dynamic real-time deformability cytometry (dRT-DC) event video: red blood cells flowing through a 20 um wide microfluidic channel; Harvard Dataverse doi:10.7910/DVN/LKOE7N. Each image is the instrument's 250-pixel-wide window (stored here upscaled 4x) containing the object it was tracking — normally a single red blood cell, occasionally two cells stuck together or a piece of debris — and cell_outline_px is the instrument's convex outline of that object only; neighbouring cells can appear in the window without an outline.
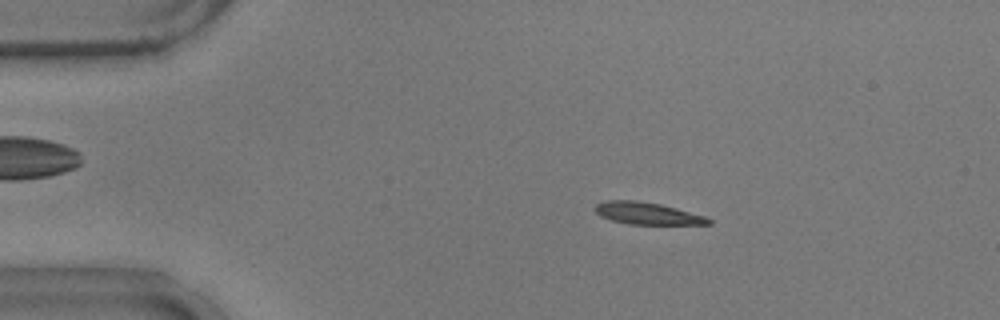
{"species": "common noctule bat (a hibernating species)", "species_latin": "Nyctalus noctula", "temperature_condition": "warm", "stored_images_in_passage": 53, "camera_frame_rate_fps": 3000, "um_per_image_px": 0.085, "animal": {"sex": "male", "body_mass_g": 17.9}, "frame": {"image": 1, "passage_image": 9, "time_ms": 2.667, "image_size_px": [1000, 320], "cell_outline_px": [[712, 224], [628, 224], [612, 220], [600, 216], [592, 208], [596, 204], [608, 200], [636, 200], [660, 204], [676, 208], [704, 216], [712, 220]], "centroid_in_image_um": [54.98, 18.13], "position_along_channel_um": 30.0, "area_um2": 14.51}}
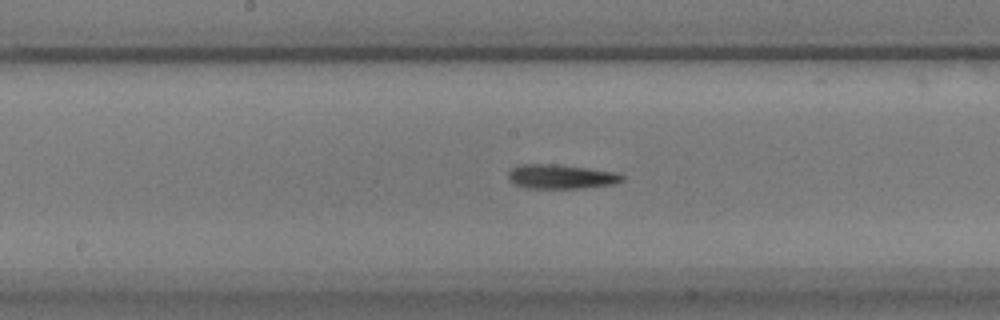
{"frame": {"image": 2, "passage_image": 27, "time_ms": 8.667, "image_size_px": [1000, 320], "cell_outline_px": [[624, 180], [616, 184], [584, 188], [524, 188], [508, 180], [508, 172], [512, 168], [520, 164], [556, 164], [588, 168], [616, 172], [624, 176]], "centroid_in_image_um": [47.7, 15.01], "position_along_channel_um": 200.5, "area_um2": 16.3}}
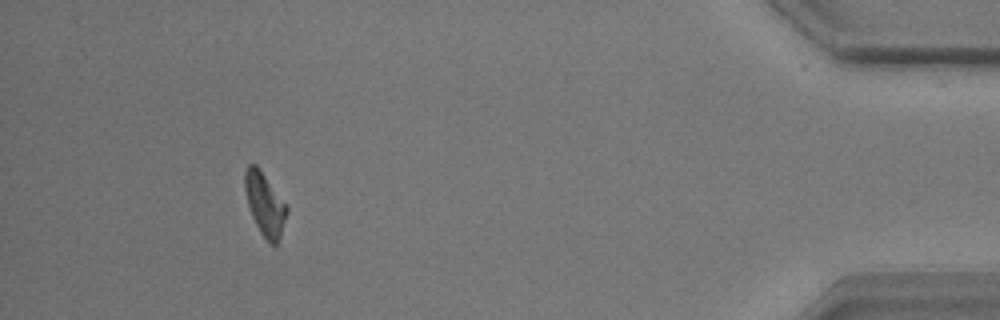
{"frame": {"image": 3, "passage_image": 49, "time_ms": 16.0, "image_size_px": [1000, 320], "cell_outline_px": [[288, 212], [280, 236], [276, 244], [272, 244], [260, 232], [252, 216], [248, 204], [244, 188], [244, 172], [248, 164], [256, 164], [288, 208]], "centroid_in_image_um": [22.49, 17.33], "position_along_channel_um": 412.7, "area_um2": 14.91}, "authors_computed_cell_mechanics": {"area_um2": 15.3748, "velocity_mm_per_s": 3.7287, "shape_relaxation_time_tau1_ms": 7.5915, "shape_relaxation_time_tau2_ms": null, "deformation_change_tau1": 0.2392, "deformation_change_tau2": null}}